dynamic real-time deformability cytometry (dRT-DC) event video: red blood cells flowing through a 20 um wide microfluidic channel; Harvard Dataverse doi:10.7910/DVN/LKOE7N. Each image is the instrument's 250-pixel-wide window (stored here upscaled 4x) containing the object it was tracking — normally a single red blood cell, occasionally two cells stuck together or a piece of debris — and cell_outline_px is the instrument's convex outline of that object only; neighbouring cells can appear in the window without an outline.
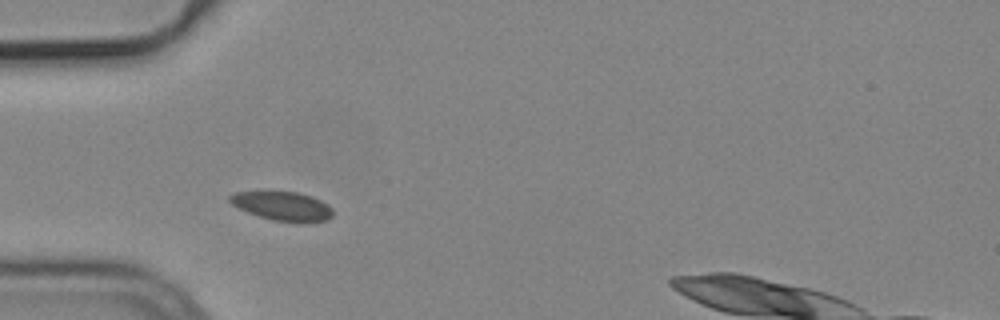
{"species": "common noctule bat (a hibernating species)", "species_latin": "Nyctalus noctula", "temperature_condition": "cold", "stored_images_in_passage": 15, "camera_frame_rate_fps": 3000, "um_per_image_px": 0.085, "animal": {"sex": "male", "body_mass_g": 19.2, "forearm_length_mm": 51.8}, "frame": {"image": 1, "passage_image": 4, "time_ms": 1.0, "image_size_px": [1000, 320], "cell_outline_px": [[332, 216], [328, 220], [300, 224], [272, 220], [248, 212], [232, 204], [228, 200], [228, 196], [236, 192], [300, 192], [312, 196], [328, 204], [332, 208]], "centroid_in_image_um": [24.07, 17.54], "position_along_channel_um": 60.9, "area_um2": 17.57}}